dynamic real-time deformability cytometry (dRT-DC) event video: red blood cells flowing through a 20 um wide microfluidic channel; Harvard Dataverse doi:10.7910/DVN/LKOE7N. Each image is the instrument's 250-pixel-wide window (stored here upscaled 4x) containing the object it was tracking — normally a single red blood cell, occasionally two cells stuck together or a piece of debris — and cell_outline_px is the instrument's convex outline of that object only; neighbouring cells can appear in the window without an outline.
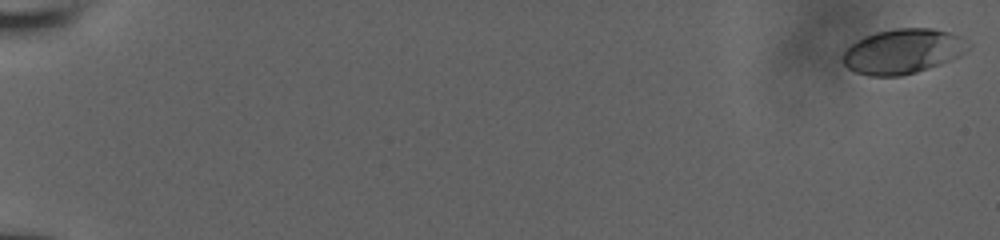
{"species": "human", "species_latin": "Homo sapiens", "temperature_condition": "room temperature", "stored_images_in_passage": 96, "camera_frame_rate_fps": 3000, "um_per_image_px": 0.085, "donor": {"sex": "male"}, "frame": {"image": 1, "passage_image": 1, "time_ms": 0.0, "image_size_px": [1000, 240], "cell_outline_px": [[972, 44], [960, 56], [940, 64], [916, 72], [900, 76], [868, 76], [856, 72], [848, 68], [844, 64], [844, 52], [856, 40], [864, 36], [876, 32], [896, 28], [932, 28], [948, 32], [960, 36]], "centroid_in_image_um": [76.76, 4.36], "position_along_channel_um": 8.2, "area_um2": 32.66}}
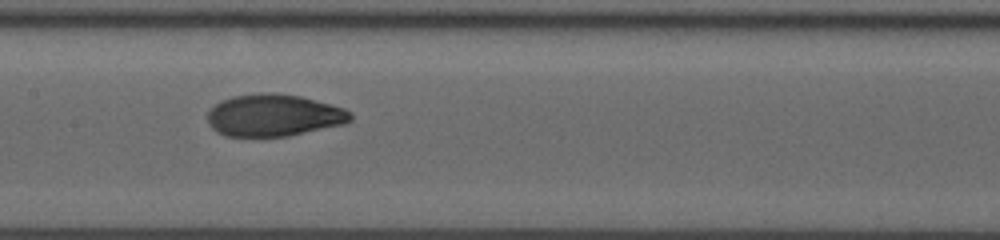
{"frame": {"image": 2, "passage_image": 45, "time_ms": 10.333, "image_size_px": [1000, 240], "cell_outline_px": [[352, 120], [344, 124], [288, 136], [224, 136], [216, 132], [212, 128], [208, 120], [208, 108], [220, 100], [232, 96], [260, 92], [276, 92], [300, 96], [344, 108], [352, 112]], "centroid_in_image_um": [23.24, 9.79], "position_along_channel_um": 184.2, "area_um2": 35.37}}
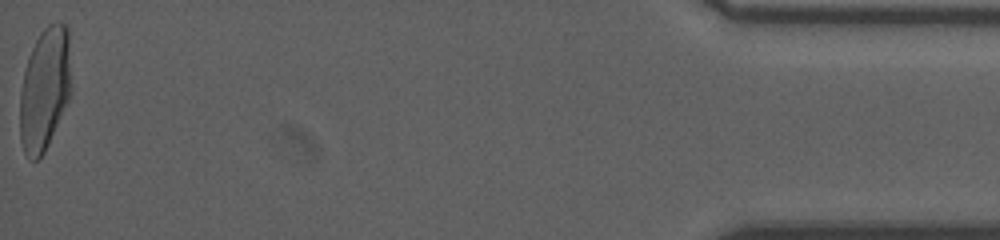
{"frame": {"image": 3, "passage_image": 94, "time_ms": 19.0, "image_size_px": [1000, 240], "cell_outline_px": [[72, 88], [68, 100], [48, 144], [44, 152], [36, 160], [32, 160], [24, 152], [20, 140], [20, 92], [24, 72], [28, 56], [40, 32], [48, 24], [64, 24], [68, 28]], "centroid_in_image_um": [3.81, 7.55], "position_along_channel_um": 431.4, "area_um2": 36.65}, "authors_computed_cell_mechanics": {"area_um2": 34.6222, "velocity_mm_per_s": 3.8476, "shape_relaxation_time_tau1_ms": 5.2788, "shape_relaxation_time_tau2_ms": 1.0184, "deformation_change_tau1": 0.2237, "deformation_change_tau2": 0.0503}}